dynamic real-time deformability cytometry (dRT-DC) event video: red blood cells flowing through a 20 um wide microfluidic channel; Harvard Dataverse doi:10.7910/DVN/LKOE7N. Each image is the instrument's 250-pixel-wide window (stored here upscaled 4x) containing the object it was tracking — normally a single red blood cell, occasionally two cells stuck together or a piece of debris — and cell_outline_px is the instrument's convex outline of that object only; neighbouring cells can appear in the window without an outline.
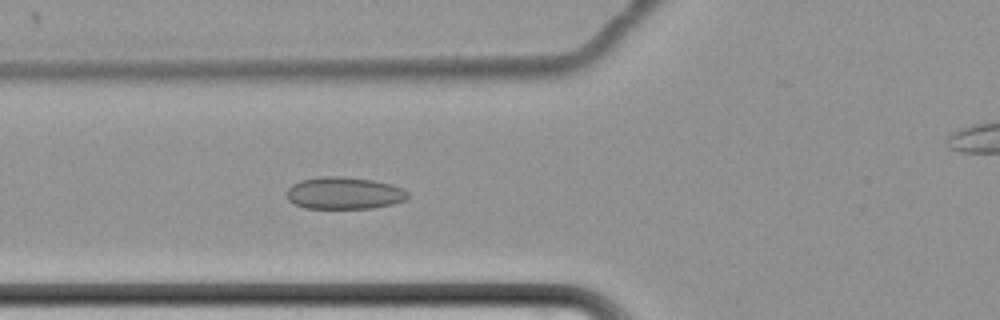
{"species": "common noctule bat (a hibernating species)", "species_latin": "Nyctalus noctula", "temperature_condition": "cold", "stored_images_in_passage": 61, "camera_frame_rate_fps": 3000, "um_per_image_px": 0.085, "animal": {"sex": "female", "body_mass_g": 22.7, "forearm_length_mm": 54.2}, "frame": {"image": 1, "passage_image": 29, "time_ms": 9.333, "image_size_px": [1000, 320], "cell_outline_px": [[408, 196], [404, 200], [392, 204], [372, 208], [304, 208], [292, 204], [288, 200], [288, 188], [292, 184], [300, 180], [320, 176], [344, 176], [372, 180], [392, 184], [404, 188], [408, 192]], "centroid_in_image_um": [29.24, 16.41], "position_along_channel_um": 96.6, "area_um2": 22.83}}
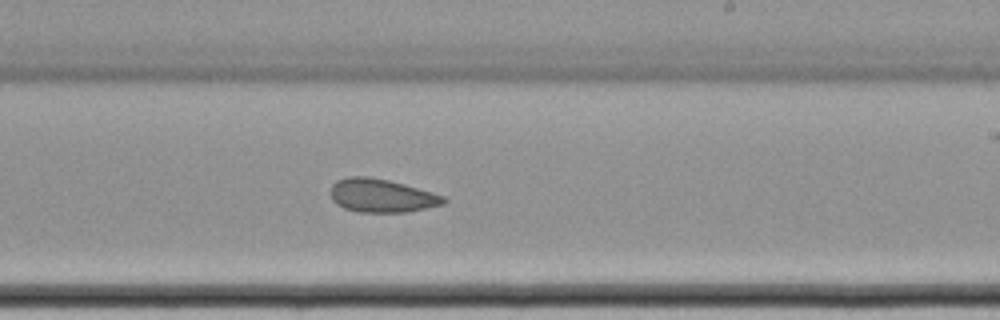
{"frame": {"image": 2, "passage_image": 43, "time_ms": 14.0, "image_size_px": [1000, 320], "cell_outline_px": [[448, 200], [444, 204], [404, 212], [356, 212], [344, 208], [336, 204], [332, 200], [332, 184], [336, 180], [348, 176], [368, 176], [388, 180], [404, 184], [432, 192], [444, 196]], "centroid_in_image_um": [32.42, 16.62], "position_along_channel_um": 256.6, "area_um2": 21.96}}
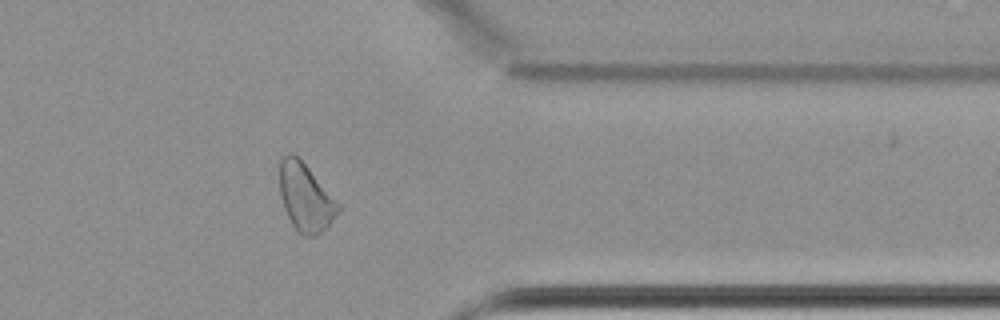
{"frame": {"image": 3, "passage_image": 55, "time_ms": 18.0, "image_size_px": [1000, 320], "cell_outline_px": [[340, 212], [316, 236], [304, 236], [292, 224], [284, 208], [280, 196], [280, 156], [288, 152], [292, 152], [308, 168], [340, 204]], "centroid_in_image_um": [25.95, 16.76], "position_along_channel_um": 385.4, "area_um2": 22.77}}